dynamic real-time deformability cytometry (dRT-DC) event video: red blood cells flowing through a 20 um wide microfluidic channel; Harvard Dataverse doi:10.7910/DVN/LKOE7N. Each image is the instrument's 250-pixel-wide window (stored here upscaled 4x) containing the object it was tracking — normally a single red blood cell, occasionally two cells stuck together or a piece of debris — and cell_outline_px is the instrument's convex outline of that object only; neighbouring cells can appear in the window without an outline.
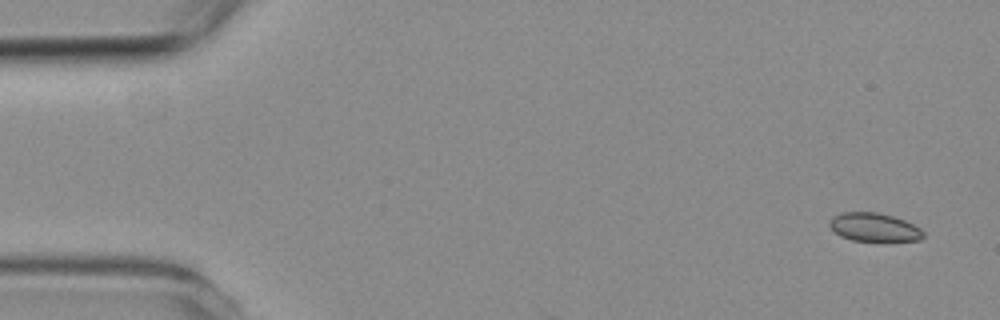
{"species": "common noctule bat (a hibernating species)", "species_latin": "Nyctalus noctula", "temperature_condition": "room temperature", "stored_images_in_passage": 3, "camera_frame_rate_fps": 3000, "um_per_image_px": 0.085, "animal": {"sex": "female", "body_mass_g": 19.3, "forearm_length_mm": 54.1}, "frame": {"image": 1, "passage_image": 1, "time_ms": 0.0, "image_size_px": [1000, 320], "cell_outline_px": [[924, 236], [920, 240], [852, 240], [840, 236], [828, 224], [832, 216], [844, 212], [876, 212], [892, 216], [904, 220], [920, 228], [924, 232]], "centroid_in_image_um": [74.28, 19.3], "position_along_channel_um": 10.7, "area_um2": 15.26}}